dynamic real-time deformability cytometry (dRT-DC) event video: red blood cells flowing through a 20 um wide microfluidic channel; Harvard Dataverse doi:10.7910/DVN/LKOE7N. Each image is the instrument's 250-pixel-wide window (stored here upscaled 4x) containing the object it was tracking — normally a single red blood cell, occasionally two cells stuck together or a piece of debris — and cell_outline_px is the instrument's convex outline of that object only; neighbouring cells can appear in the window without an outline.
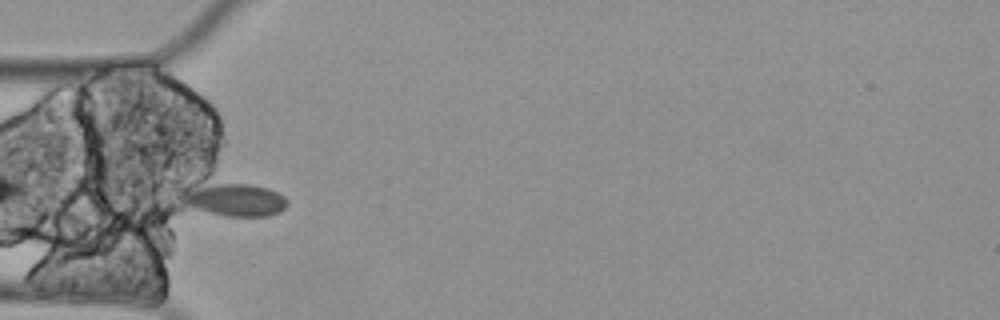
{"species": "Egyptian fruit bat (a non-hibernating species)", "species_latin": "Rousettus aegyptiacus", "temperature_condition": "cold", "stored_images_in_passage": 15, "camera_frame_rate_fps": 3000, "um_per_image_px": 0.085, "animal": {"sex": "female"}, "frame": {"image": 1, "passage_image": 13, "time_ms": 4.0, "image_size_px": [1000, 320], "cell_outline_px": [[288, 204], [284, 208], [268, 216], [224, 216], [208, 212], [180, 204], [180, 200], [204, 188], [216, 184], [248, 184], [268, 188], [284, 196], [288, 200]], "centroid_in_image_um": [20.12, 17.03], "position_along_channel_um": 64.9, "area_um2": 18.84}}